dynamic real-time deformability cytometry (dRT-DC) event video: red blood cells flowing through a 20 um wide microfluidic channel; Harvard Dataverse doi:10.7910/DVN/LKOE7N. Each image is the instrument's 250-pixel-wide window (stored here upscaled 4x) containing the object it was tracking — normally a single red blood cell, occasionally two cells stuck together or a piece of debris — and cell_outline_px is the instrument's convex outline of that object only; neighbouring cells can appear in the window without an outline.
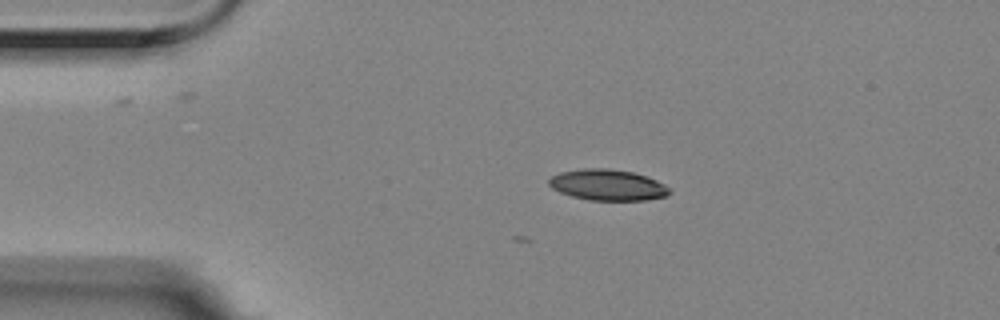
{"species": "Egyptian fruit bat (a non-hibernating species)", "species_latin": "Rousettus aegyptiacus", "temperature_condition": "room temperature", "stored_images_in_passage": 8, "camera_frame_rate_fps": 3000, "um_per_image_px": 0.085, "animal": {"sex": "female"}, "frame": {"image": 1, "passage_image": 3, "time_ms": 0.667, "image_size_px": [1000, 320], "cell_outline_px": [[672, 192], [668, 196], [648, 200], [588, 200], [572, 196], [560, 192], [552, 188], [548, 184], [548, 180], [552, 176], [560, 172], [584, 168], [608, 168], [632, 172], [648, 176], [664, 184]], "centroid_in_image_um": [51.67, 15.72], "position_along_channel_um": 33.3, "area_um2": 21.91}}
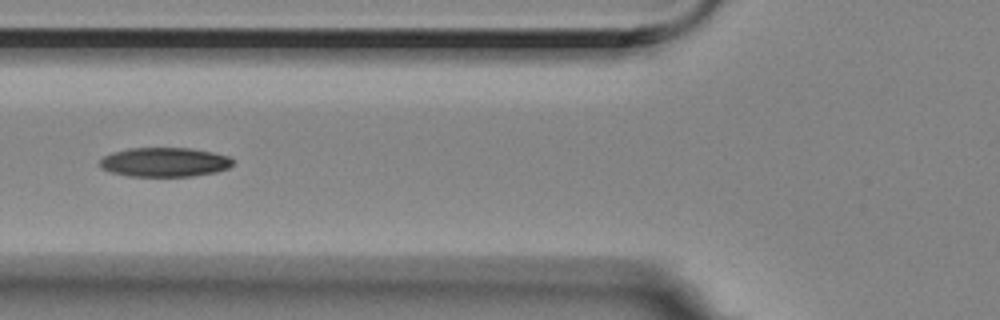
{"frame": {"image": 2, "passage_image": 6, "time_ms": 1.667, "image_size_px": [1000, 320], "cell_outline_px": [[232, 164], [228, 168], [216, 172], [192, 176], [128, 176], [112, 172], [100, 168], [100, 160], [104, 156], [112, 152], [128, 148], [188, 148], [212, 152], [228, 156], [232, 160]], "centroid_in_image_um": [13.96, 13.78], "position_along_channel_um": 111.8, "area_um2": 22.6}}
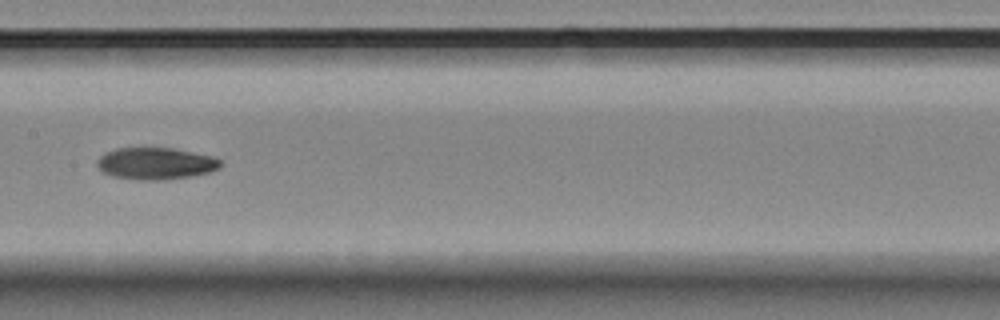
{"frame": {"image": 3, "passage_image": 8, "time_ms": 2.333, "image_size_px": [1000, 320], "cell_outline_px": [[224, 164], [220, 168], [208, 172], [192, 176], [164, 180], [140, 180], [112, 176], [104, 172], [96, 164], [96, 160], [100, 156], [116, 148], [172, 148], [212, 156], [220, 160]], "centroid_in_image_um": [13.25, 13.9], "position_along_channel_um": 194.1, "area_um2": 22.89}}